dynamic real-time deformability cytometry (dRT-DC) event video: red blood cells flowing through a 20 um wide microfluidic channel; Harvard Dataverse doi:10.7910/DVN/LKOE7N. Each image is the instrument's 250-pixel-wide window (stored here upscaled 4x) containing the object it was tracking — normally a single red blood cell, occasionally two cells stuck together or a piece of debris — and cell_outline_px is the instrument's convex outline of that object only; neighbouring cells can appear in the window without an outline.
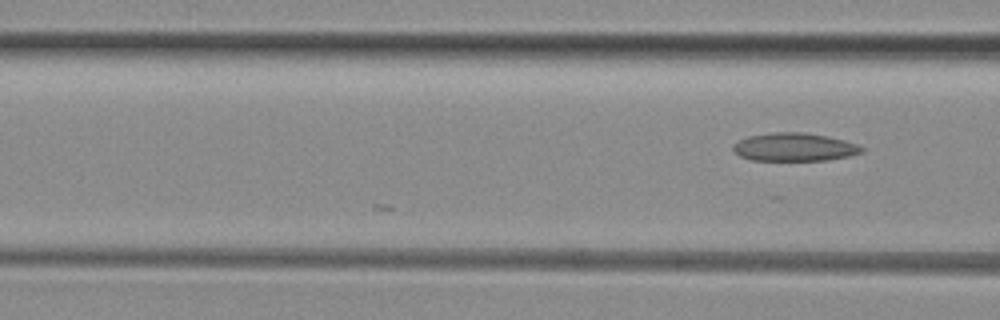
{"species": "common noctule bat (a hibernating species)", "species_latin": "Nyctalus noctula", "temperature_condition": "room temperature", "stored_images_in_passage": 6, "camera_frame_rate_fps": 3000, "um_per_image_px": 0.085, "animal": {"sex": "female", "body_mass_g": 29.2, "forearm_length_mm": 56.3}, "frame": {"image": 1, "passage_image": 6, "time_ms": 1.667, "image_size_px": [1000, 320], "cell_outline_px": [[864, 152], [848, 156], [828, 160], [752, 160], [740, 156], [732, 148], [732, 144], [748, 136], [772, 132], [804, 132], [828, 136], [844, 140], [856, 144], [864, 148]], "centroid_in_image_um": [67.52, 12.49], "position_along_channel_um": 99.1, "area_um2": 21.1}}